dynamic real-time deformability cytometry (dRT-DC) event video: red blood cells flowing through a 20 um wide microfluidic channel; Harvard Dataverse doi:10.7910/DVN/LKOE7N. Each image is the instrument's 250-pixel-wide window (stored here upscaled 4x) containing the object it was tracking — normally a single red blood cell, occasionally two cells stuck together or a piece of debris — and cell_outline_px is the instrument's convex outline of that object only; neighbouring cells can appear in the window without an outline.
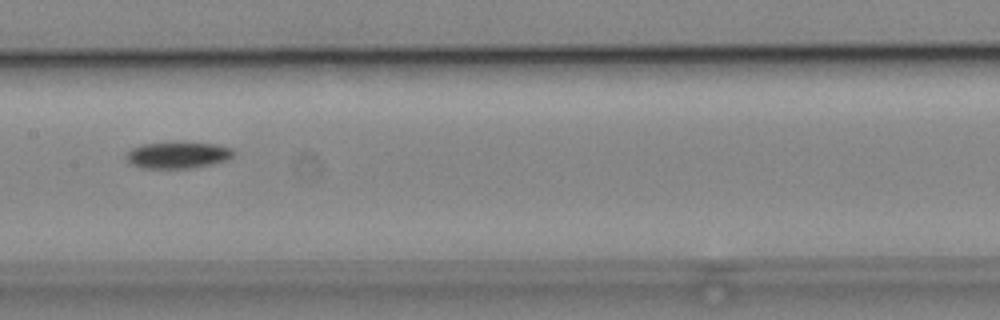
{"species": "common noctule bat (a hibernating species)", "species_latin": "Nyctalus noctula", "temperature_condition": "cold", "stored_images_in_passage": 16, "camera_frame_rate_fps": 3000, "um_per_image_px": 0.085, "animal": {"sex": "male", "body_mass_g": 19.2, "forearm_length_mm": 51.8}, "frame": {"image": 1, "passage_image": 10, "time_ms": 3.0, "image_size_px": [1000, 320], "cell_outline_px": [[236, 152], [228, 160], [188, 168], [144, 168], [128, 164], [124, 156], [132, 148], [140, 144], [172, 140], [216, 144], [232, 148]], "centroid_in_image_um": [15.06, 13.14], "position_along_channel_um": 192.3, "area_um2": 17.22}}